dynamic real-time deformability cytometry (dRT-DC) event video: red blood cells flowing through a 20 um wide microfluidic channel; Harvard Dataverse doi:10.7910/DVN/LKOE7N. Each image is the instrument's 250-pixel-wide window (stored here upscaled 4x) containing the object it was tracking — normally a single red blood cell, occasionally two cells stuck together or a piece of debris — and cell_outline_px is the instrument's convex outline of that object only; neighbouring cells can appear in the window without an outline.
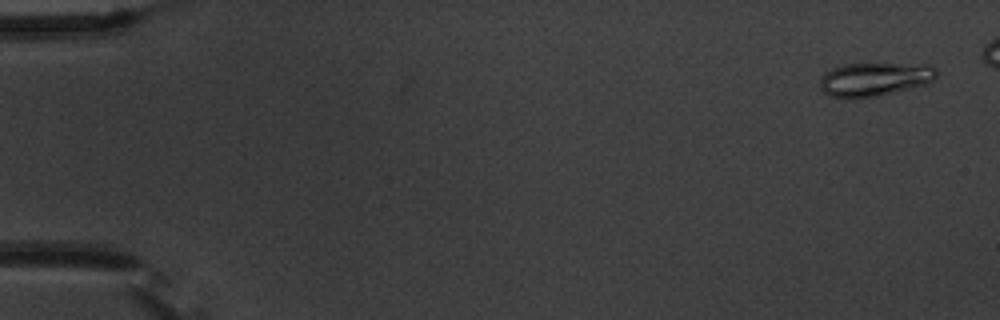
{"species": "common noctule bat (a hibernating species)", "species_latin": "Nyctalus noctula", "temperature_condition": "warm", "stored_images_in_passage": 14, "camera_frame_rate_fps": 3000, "um_per_image_px": 0.085, "animal": {"sex": "male", "body_mass_g": 20.1, "forearm_length_mm": 53.5}, "frame": {"image": 1, "passage_image": 3, "time_ms": 0.667, "image_size_px": [1000, 320], "cell_outline_px": [[936, 76], [932, 80], [924, 84], [880, 96], [852, 100], [828, 96], [820, 88], [820, 80], [824, 72], [832, 68], [844, 64], [932, 64], [936, 68]], "centroid_in_image_um": [74.28, 6.75], "position_along_channel_um": 10.7, "area_um2": 23.18}}